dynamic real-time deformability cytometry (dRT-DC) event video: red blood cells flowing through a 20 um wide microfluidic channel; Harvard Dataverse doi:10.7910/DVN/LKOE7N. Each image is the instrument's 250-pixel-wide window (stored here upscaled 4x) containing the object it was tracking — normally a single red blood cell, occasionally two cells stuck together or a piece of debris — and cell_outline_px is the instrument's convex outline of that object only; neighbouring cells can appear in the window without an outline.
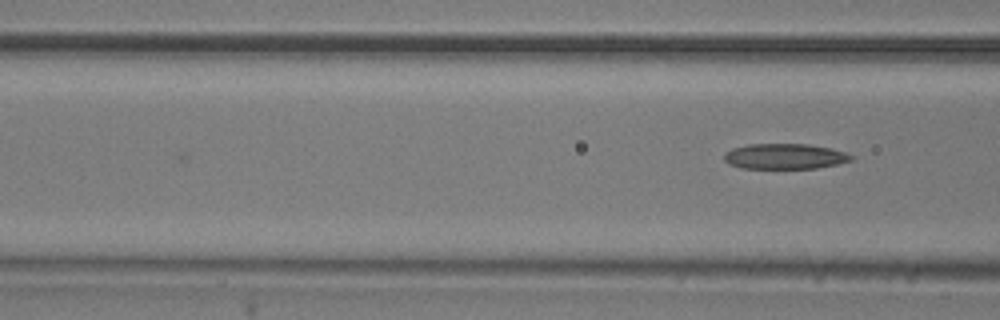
{"species": "common noctule bat (a hibernating species)", "species_latin": "Nyctalus noctula", "temperature_condition": "room temperature", "stored_images_in_passage": 4, "camera_frame_rate_fps": 3000, "um_per_image_px": 0.085, "animal": {"sex": "male", "body_mass_g": 20.5, "forearm_length_mm": 52.5}, "frame": {"image": 1, "passage_image": 4, "time_ms": 1.0, "image_size_px": [1000, 320], "cell_outline_px": [[852, 160], [836, 164], [816, 168], [740, 168], [728, 164], [724, 160], [724, 152], [732, 148], [748, 144], [808, 144], [832, 148], [844, 152], [852, 156]], "centroid_in_image_um": [66.66, 13.28], "position_along_channel_um": 99.9, "area_um2": 18.84}}